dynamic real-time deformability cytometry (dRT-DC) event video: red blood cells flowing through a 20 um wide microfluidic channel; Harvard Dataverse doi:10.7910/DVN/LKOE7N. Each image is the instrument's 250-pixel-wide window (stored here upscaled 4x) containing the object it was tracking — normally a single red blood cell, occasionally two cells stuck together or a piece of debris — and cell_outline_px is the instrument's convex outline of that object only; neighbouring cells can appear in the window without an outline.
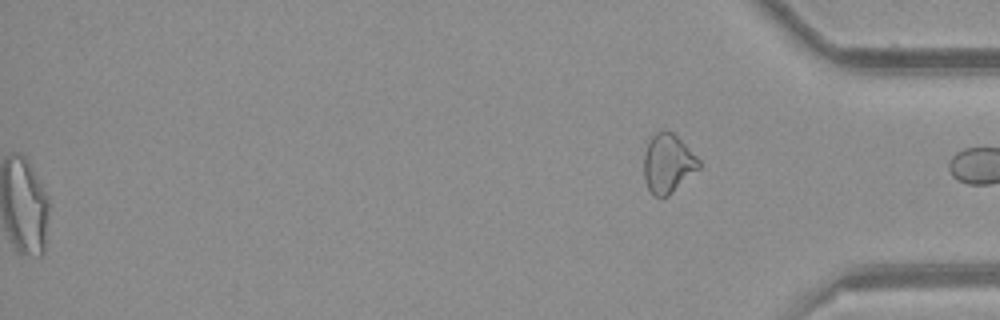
{"species": "common noctule bat (a hibernating species)", "species_latin": "Nyctalus noctula", "temperature_condition": "room temperature", "stored_images_in_passage": 44, "segment_of_instrument_passage": [2, 2], "camera_frame_rate_fps": 3000, "um_per_image_px": 0.085, "animal": {"sex": "female", "body_mass_g": 21.9}, "frame": {"image": 1, "passage_image": 44, "time_ms": 14.333, "image_size_px": [1000, 320], "cell_outline_px": [[700, 168], [668, 196], [652, 196], [644, 180], [644, 152], [648, 140], [656, 132], [664, 128], [672, 132], [700, 160]], "centroid_in_image_um": [56.75, 13.88], "position_along_channel_um": 378.5, "area_um2": 18.96}}